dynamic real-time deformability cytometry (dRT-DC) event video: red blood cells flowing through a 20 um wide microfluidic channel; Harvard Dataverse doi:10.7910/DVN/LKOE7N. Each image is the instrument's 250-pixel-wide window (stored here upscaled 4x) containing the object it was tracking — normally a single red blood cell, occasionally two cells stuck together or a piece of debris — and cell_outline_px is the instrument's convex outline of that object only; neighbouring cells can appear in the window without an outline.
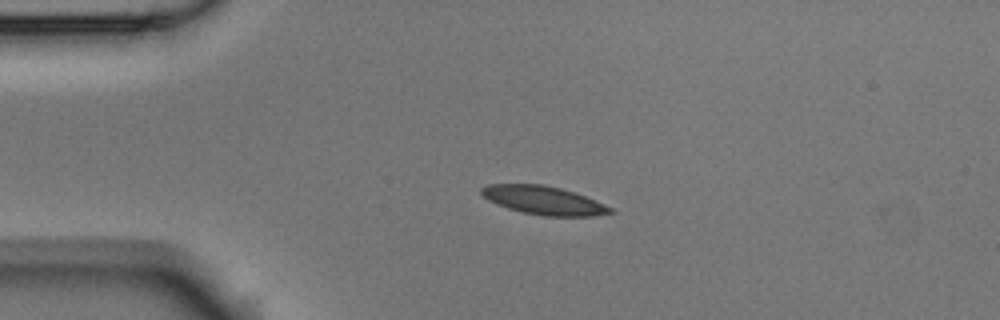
{"species": "Egyptian fruit bat (a non-hibernating species)", "species_latin": "Rousettus aegyptiacus", "temperature_condition": "room temperature", "stored_images_in_passage": 42, "camera_frame_rate_fps": 3000, "um_per_image_px": 0.085, "animal": {"sex": "male"}, "frame": {"image": 1, "passage_image": 1, "time_ms": 0.0, "image_size_px": [1000, 320], "cell_outline_px": [[616, 212], [596, 216], [544, 216], [524, 212], [508, 208], [496, 204], [488, 200], [480, 192], [480, 188], [488, 184], [544, 184], [560, 188], [584, 196], [604, 204], [612, 208]], "centroid_in_image_um": [46.2, 17.03], "position_along_channel_um": 38.8, "area_um2": 21.27}}
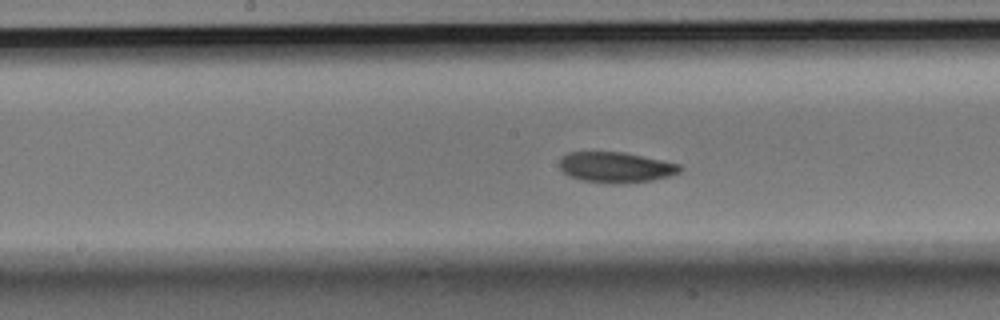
{"frame": {"image": 2, "passage_image": 16, "time_ms": 5.0, "image_size_px": [1000, 320], "cell_outline_px": [[684, 168], [680, 172], [668, 176], [652, 180], [616, 184], [612, 184], [584, 180], [568, 176], [560, 168], [560, 160], [568, 152], [624, 152], [680, 164]], "centroid_in_image_um": [52.36, 14.22], "position_along_channel_um": 195.8, "area_um2": 21.33}}
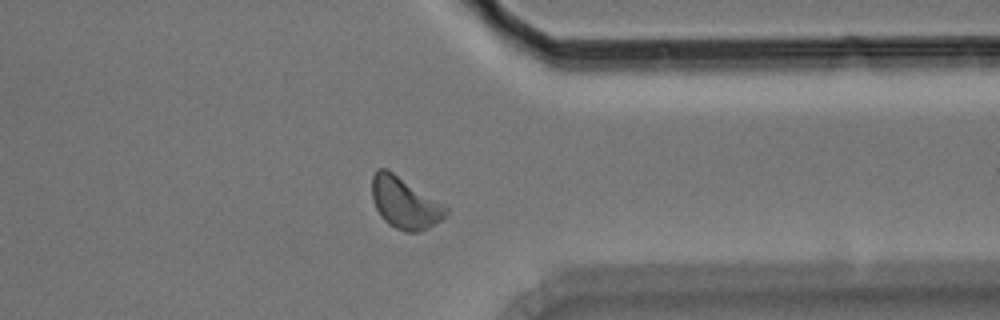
{"frame": {"image": 3, "passage_image": 31, "time_ms": 10.0, "image_size_px": [1000, 320], "cell_outline_px": [[448, 212], [440, 220], [428, 228], [416, 232], [404, 232], [388, 224], [380, 216], [372, 200], [372, 176], [376, 168], [388, 168], [444, 204], [448, 208]], "centroid_in_image_um": [34.37, 17.22], "position_along_channel_um": 377.0, "area_um2": 22.31}, "authors_computed_cell_mechanics": {"area_um2": 21.4438, "velocity_mm_per_s": 3.7291, "shape_relaxation_time_tau1_ms": 2.2703, "shape_relaxation_time_tau2_ms": null, "deformation_change_tau1": 0.0802, "deformation_change_tau2": null}}